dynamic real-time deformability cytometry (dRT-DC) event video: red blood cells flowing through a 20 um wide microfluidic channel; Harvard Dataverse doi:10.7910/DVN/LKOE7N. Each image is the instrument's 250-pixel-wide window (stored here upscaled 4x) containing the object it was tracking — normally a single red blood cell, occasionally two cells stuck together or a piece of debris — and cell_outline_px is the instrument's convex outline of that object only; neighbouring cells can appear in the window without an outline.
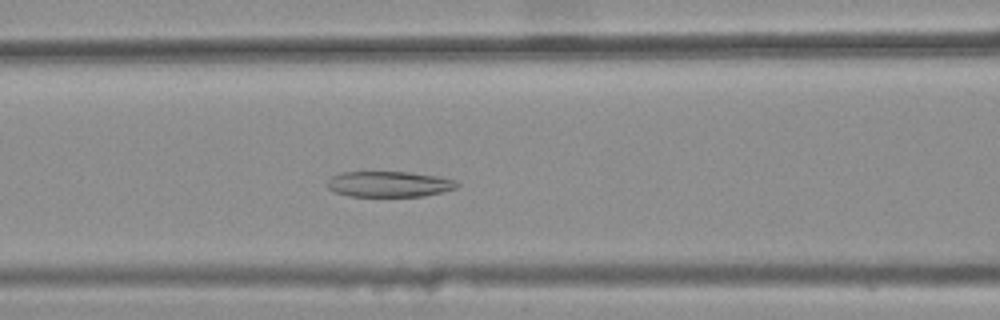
{"species": "common noctule bat (a hibernating species)", "species_latin": "Nyctalus noctula", "temperature_condition": "warm", "stored_images_in_passage": 32, "camera_frame_rate_fps": 3000, "um_per_image_px": 0.085, "animal": {"sex": "female", "body_mass_g": 25.1}, "frame": {"image": 1, "passage_image": 10, "time_ms": 3.0, "image_size_px": [1000, 320], "cell_outline_px": [[460, 184], [456, 188], [444, 192], [424, 196], [348, 196], [336, 192], [328, 188], [328, 180], [332, 176], [340, 172], [408, 172], [436, 176], [456, 180]], "centroid_in_image_um": [33.1, 15.65], "position_along_channel_um": 133.5, "area_um2": 19.42}}
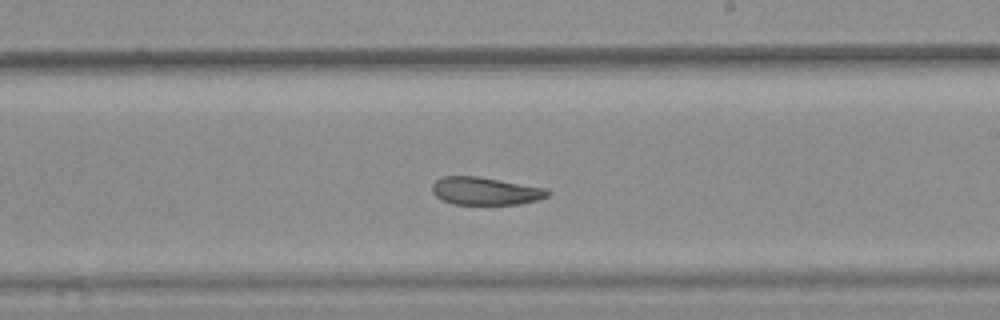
{"frame": {"image": 2, "passage_image": 19, "time_ms": 6.0, "image_size_px": [1000, 320], "cell_outline_px": [[552, 192], [548, 196], [536, 200], [520, 204], [452, 204], [436, 196], [432, 192], [432, 184], [436, 180], [444, 176], [480, 176], [548, 188]], "centroid_in_image_um": [41.29, 16.23], "position_along_channel_um": 247.7, "area_um2": 18.84}}
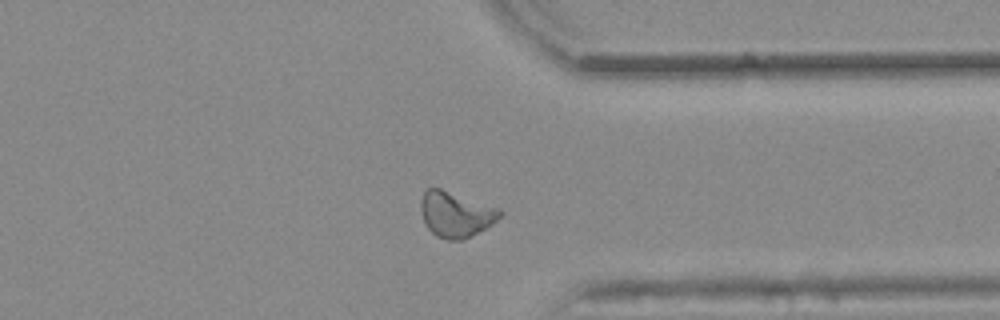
{"frame": {"image": 3, "passage_image": 29, "time_ms": 9.333, "image_size_px": [1000, 320], "cell_outline_px": [[504, 212], [492, 224], [460, 240], [448, 240], [436, 236], [428, 228], [420, 212], [420, 200], [424, 192], [428, 188], [440, 188], [500, 208]], "centroid_in_image_um": [38.72, 18.2], "position_along_channel_um": 372.7, "area_um2": 20.75}, "authors_computed_cell_mechanics": {"area_um2": 19.8254, "velocity_mm_per_s": 3.8148, "shape_relaxation_time_tau1_ms": null, "shape_relaxation_time_tau2_ms": 4.7826, "deformation_change_tau1": null, "deformation_change_tau2": 0.1117}}